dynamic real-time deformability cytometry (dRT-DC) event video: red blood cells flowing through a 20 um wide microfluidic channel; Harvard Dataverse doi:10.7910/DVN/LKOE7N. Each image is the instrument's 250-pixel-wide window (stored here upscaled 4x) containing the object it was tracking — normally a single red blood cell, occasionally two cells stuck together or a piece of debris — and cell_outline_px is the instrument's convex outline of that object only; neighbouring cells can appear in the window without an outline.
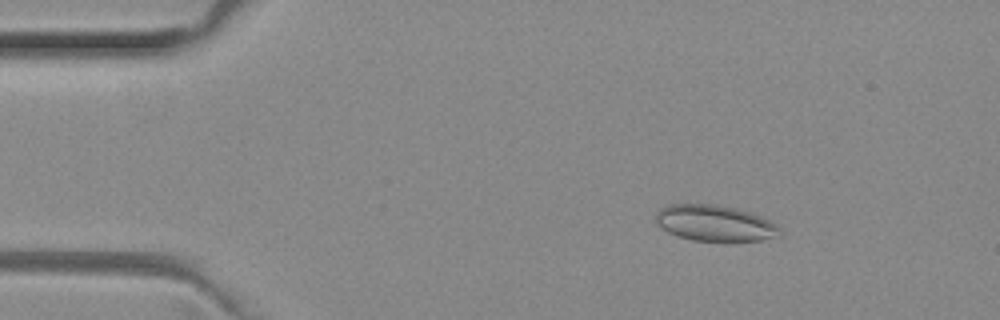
{"species": "common noctule bat (a hibernating species)", "species_latin": "Nyctalus noctula", "temperature_condition": "room temperature", "stored_images_in_passage": 52, "camera_frame_rate_fps": 3000, "um_per_image_px": 0.085, "animal": {"sex": "female", "body_mass_g": 29.2, "forearm_length_mm": 56.3}, "frame": {"image": 1, "passage_image": 8, "time_ms": 2.333, "image_size_px": [1000, 320], "cell_outline_px": [[784, 232], [780, 236], [760, 240], [692, 240], [668, 232], [656, 224], [656, 216], [660, 208], [672, 204], [716, 204], [736, 208], [760, 216], [776, 224]], "centroid_in_image_um": [60.78, 18.96], "position_along_channel_um": 24.2, "area_um2": 25.78}}
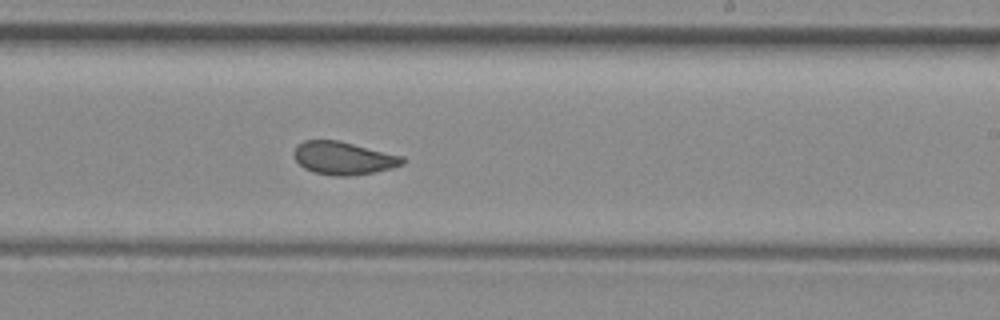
{"frame": {"image": 2, "passage_image": 31, "time_ms": 10.0, "image_size_px": [1000, 320], "cell_outline_px": [[404, 164], [392, 168], [372, 172], [348, 176], [336, 176], [312, 172], [304, 168], [296, 160], [292, 152], [296, 144], [304, 140], [340, 140], [404, 156]], "centroid_in_image_um": [29.17, 13.42], "position_along_channel_um": 259.8, "area_um2": 21.04}}
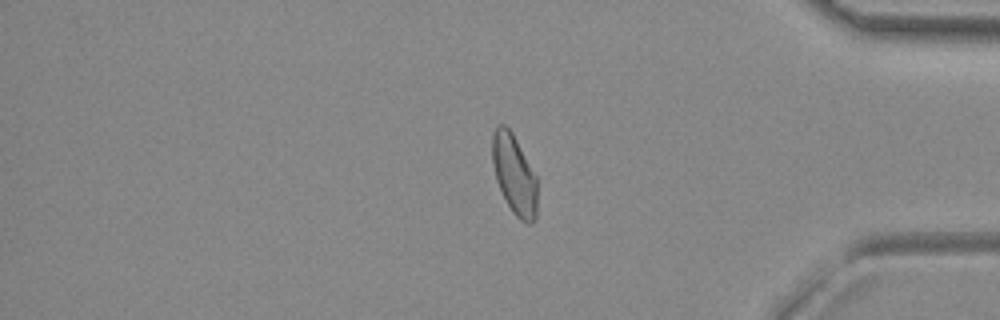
{"frame": {"image": 3, "passage_image": 43, "time_ms": 14.0, "image_size_px": [1000, 320], "cell_outline_px": [[536, 220], [532, 224], [528, 224], [520, 220], [512, 212], [496, 180], [492, 164], [492, 136], [496, 128], [500, 124], [504, 124], [512, 132], [536, 176]], "centroid_in_image_um": [43.71, 14.85], "position_along_channel_um": 391.5, "area_um2": 20.69}, "authors_computed_cell_mechanics": {"area_um2": 21.5594, "velocity_mm_per_s": 3.9882, "shape_relaxation_time_tau1_ms": 7.2767, "shape_relaxation_time_tau2_ms": 1.0319, "deformation_change_tau1": 0.1442, "deformation_change_tau2": 0.0699}}